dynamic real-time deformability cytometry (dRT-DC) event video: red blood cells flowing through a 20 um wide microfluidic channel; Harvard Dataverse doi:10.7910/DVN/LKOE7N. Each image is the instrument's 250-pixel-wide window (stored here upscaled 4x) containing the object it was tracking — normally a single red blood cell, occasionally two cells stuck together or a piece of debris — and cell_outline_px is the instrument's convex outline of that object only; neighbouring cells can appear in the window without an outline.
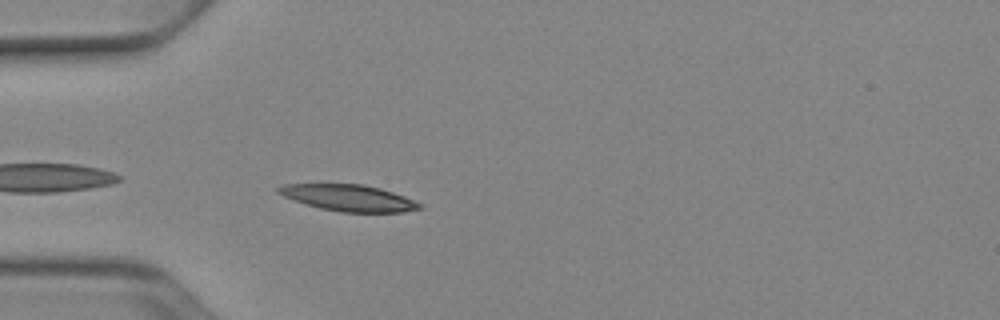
{"species": "Egyptian fruit bat (a non-hibernating species)", "species_latin": "Rousettus aegyptiacus", "temperature_condition": "cold", "stored_images_in_passage": 4, "camera_frame_rate_fps": 3000, "um_per_image_px": 0.085, "animal": {"sex": "female"}, "frame": {"image": 1, "passage_image": 2, "time_ms": 0.333, "image_size_px": [1000, 320], "cell_outline_px": [[424, 208], [400, 212], [340, 212], [320, 208], [304, 204], [284, 196], [276, 192], [276, 188], [280, 184], [364, 184], [380, 188], [404, 196], [424, 204]], "centroid_in_image_um": [29.63, 16.82], "position_along_channel_um": 55.4, "area_um2": 21.85}}